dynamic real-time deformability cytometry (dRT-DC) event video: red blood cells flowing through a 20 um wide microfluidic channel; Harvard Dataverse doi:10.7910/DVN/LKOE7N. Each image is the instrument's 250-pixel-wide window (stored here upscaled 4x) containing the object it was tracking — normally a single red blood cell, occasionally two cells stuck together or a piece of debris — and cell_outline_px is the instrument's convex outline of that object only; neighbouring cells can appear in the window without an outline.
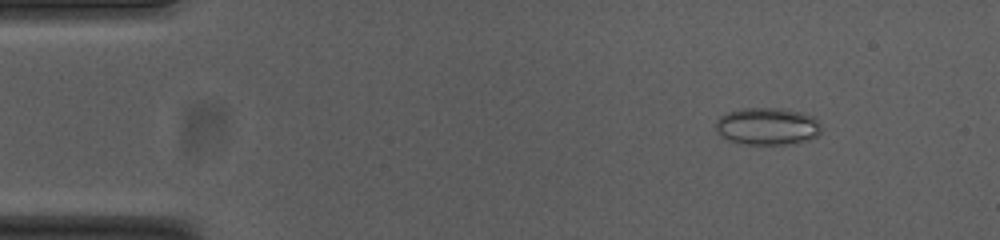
{"species": "common noctule bat (a hibernating species)", "species_latin": "Nyctalus noctula", "temperature_condition": "cold", "stored_images_in_passage": 50, "camera_frame_rate_fps": 3000, "um_per_image_px": 0.085, "animal": {"sex": "female", "body_mass_g": 23.0, "forearm_length_mm": 53.4}, "frame": {"image": 1, "passage_image": 3, "time_ms": 0.667, "image_size_px": [1000, 240], "cell_outline_px": [[820, 132], [816, 136], [808, 140], [784, 144], [744, 144], [728, 140], [720, 136], [716, 132], [716, 120], [724, 112], [740, 108], [784, 108], [800, 112], [812, 116], [820, 124]], "centroid_in_image_um": [65.16, 10.72], "position_along_channel_um": 19.8, "area_um2": 23.06}}
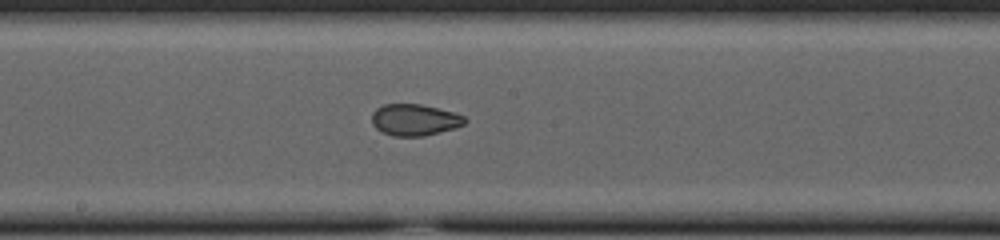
{"frame": {"image": 2, "passage_image": 25, "time_ms": 8.0, "image_size_px": [1000, 240], "cell_outline_px": [[468, 120], [464, 124], [456, 128], [424, 136], [392, 136], [380, 132], [372, 124], [372, 112], [376, 108], [384, 104], [420, 104], [456, 112], [464, 116]], "centroid_in_image_um": [35.25, 10.19], "position_along_channel_um": 213.0, "area_um2": 17.34}}
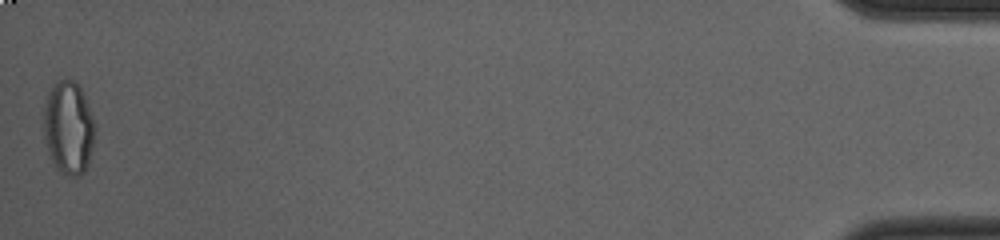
{"frame": {"image": 3, "passage_image": 50, "time_ms": 16.333, "image_size_px": [1000, 240], "cell_outline_px": [[96, 128], [88, 164], [84, 172], [80, 176], [68, 176], [60, 172], [56, 168], [48, 152], [44, 136], [44, 112], [48, 92], [56, 80], [72, 80], [80, 88], [84, 96], [96, 124]], "centroid_in_image_um": [5.83, 10.88], "position_along_channel_um": 429.4, "area_um2": 27.74}, "authors_computed_cell_mechanics": {"area_um2": 19.1318, "velocity_mm_per_s": 3.7758, "shape_relaxation_time_tau1_ms": null, "shape_relaxation_time_tau2_ms": 1.7837, "deformation_change_tau1": null, "deformation_change_tau2": 0.0663}}